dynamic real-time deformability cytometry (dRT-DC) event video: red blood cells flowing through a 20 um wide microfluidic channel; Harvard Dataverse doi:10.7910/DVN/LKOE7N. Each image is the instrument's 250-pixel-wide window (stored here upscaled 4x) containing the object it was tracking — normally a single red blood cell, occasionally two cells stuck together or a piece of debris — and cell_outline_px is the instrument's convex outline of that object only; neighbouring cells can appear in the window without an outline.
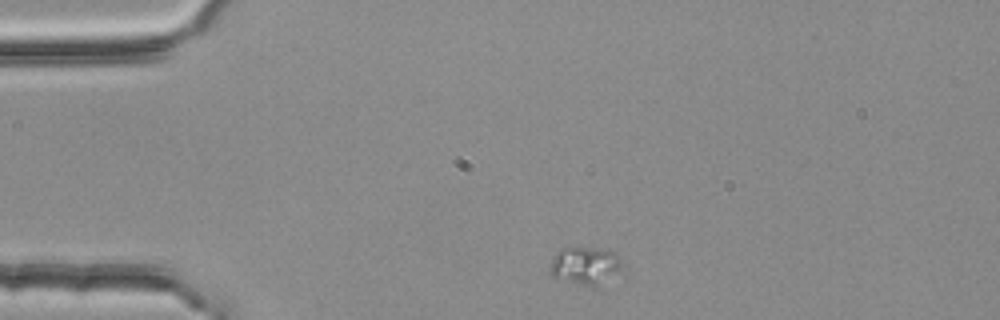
{"species": "common noctule bat (a hibernating species)", "species_latin": "Nyctalus noctula", "temperature_condition": "room temperature", "stored_images_in_passage": 2, "camera_frame_rate_fps": 3000, "um_per_image_px": 0.085, "animal": {"sex": "female", "body_mass_g": 25.1}, "frame": {"image": 1, "passage_image": 1, "time_ms": 0.0, "image_size_px": [1000, 320], "cell_outline_px": [[620, 268], [596, 288], [592, 288], [552, 276], [548, 268], [556, 252], [560, 248], [604, 248], [616, 252], [620, 260]], "centroid_in_image_um": [49.7, 22.57], "position_along_channel_um": 35.3, "area_um2": 15.72}}